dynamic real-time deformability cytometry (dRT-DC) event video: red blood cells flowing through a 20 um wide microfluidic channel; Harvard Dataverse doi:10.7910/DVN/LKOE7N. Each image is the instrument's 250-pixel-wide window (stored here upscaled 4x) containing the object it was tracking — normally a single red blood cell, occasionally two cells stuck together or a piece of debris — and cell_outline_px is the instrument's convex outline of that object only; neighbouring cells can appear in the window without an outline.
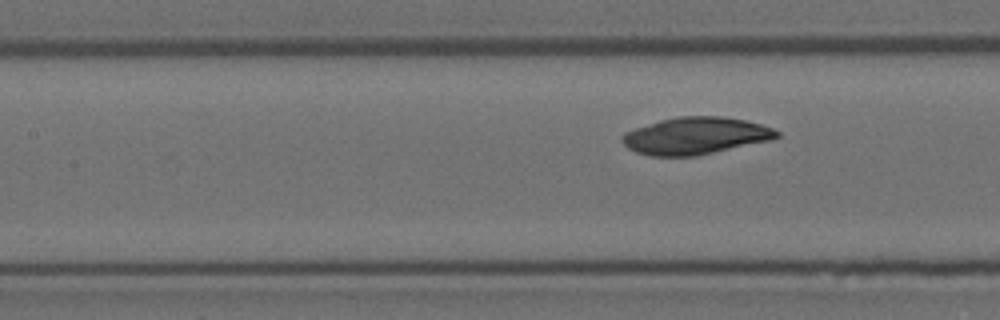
{"species": "Egyptian fruit bat (a non-hibernating species)", "species_latin": "Rousettus aegyptiacus", "temperature_condition": "room temperature", "stored_images_in_passage": 8, "segment_of_instrument_passage": [2, 2], "camera_frame_rate_fps": 3000, "um_per_image_px": 0.085, "animal": {"sex": "female"}, "frame": {"image": 1, "passage_image": 8, "time_ms": 9.0, "image_size_px": [1000, 320], "cell_outline_px": [[780, 136], [772, 140], [696, 156], [652, 156], [636, 152], [628, 148], [620, 140], [620, 136], [624, 132], [660, 120], [680, 116], [720, 116], [744, 120], [760, 124], [772, 128], [780, 132]], "centroid_in_image_um": [59.11, 11.55], "position_along_channel_um": 148.3, "area_um2": 33.41}}